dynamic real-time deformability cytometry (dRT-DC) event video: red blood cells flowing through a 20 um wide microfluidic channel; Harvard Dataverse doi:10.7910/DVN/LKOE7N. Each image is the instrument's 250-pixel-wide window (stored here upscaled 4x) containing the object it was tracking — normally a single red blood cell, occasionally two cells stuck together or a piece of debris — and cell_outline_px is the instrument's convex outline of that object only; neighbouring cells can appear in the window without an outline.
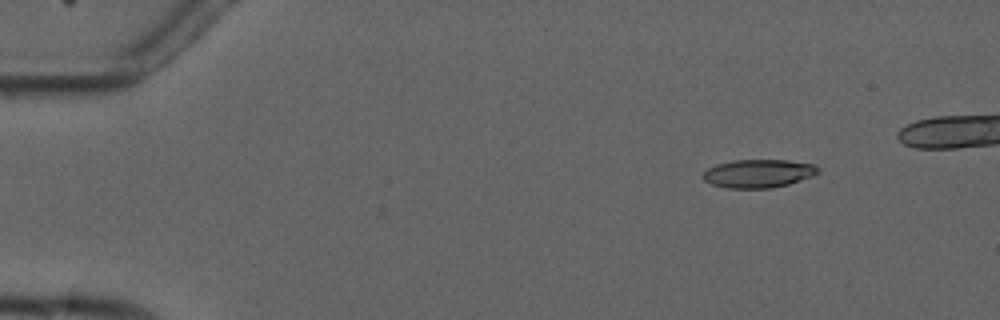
{"species": "common noctule bat (a hibernating species)", "species_latin": "Nyctalus noctula", "temperature_condition": "cold", "stored_images_in_passage": 6, "camera_frame_rate_fps": 3000, "um_per_image_px": 0.085, "animal": {"sex": "male", "forearm_length_mm": 52.5}, "frame": {"image": 1, "passage_image": 6, "time_ms": 5.667, "image_size_px": [1000, 320], "cell_outline_px": [[820, 172], [812, 176], [788, 184], [772, 188], [728, 188], [712, 184], [704, 180], [704, 172], [708, 168], [716, 164], [732, 160], [788, 160], [812, 164], [820, 168]], "centroid_in_image_um": [64.48, 14.74], "position_along_channel_um": 20.5, "area_um2": 18.9}}